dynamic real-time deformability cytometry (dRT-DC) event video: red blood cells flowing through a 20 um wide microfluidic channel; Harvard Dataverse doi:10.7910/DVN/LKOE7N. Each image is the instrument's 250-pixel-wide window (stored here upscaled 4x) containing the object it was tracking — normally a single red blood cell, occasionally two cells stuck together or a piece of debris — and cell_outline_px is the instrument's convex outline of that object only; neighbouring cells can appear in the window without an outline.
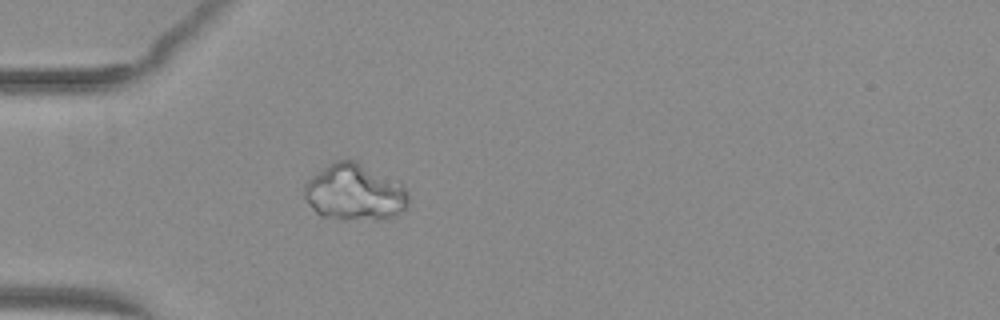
{"species": "common noctule bat (a hibernating species)", "species_latin": "Nyctalus noctula", "temperature_condition": "warm", "stored_images_in_passage": 10, "camera_frame_rate_fps": 3000, "um_per_image_px": 0.085, "animal": {"sex": "female", "body_mass_g": 29.2, "forearm_length_mm": 56.3}, "frame": {"image": 1, "passage_image": 1, "time_ms": 0.0, "image_size_px": [1000, 320], "cell_outline_px": [[408, 204], [400, 212], [380, 220], [376, 220], [320, 216], [308, 204], [304, 196], [304, 184], [312, 176], [336, 160], [356, 160], [400, 184], [408, 192]], "centroid_in_image_um": [30.11, 16.35], "position_along_channel_um": 54.9, "area_um2": 33.58}}
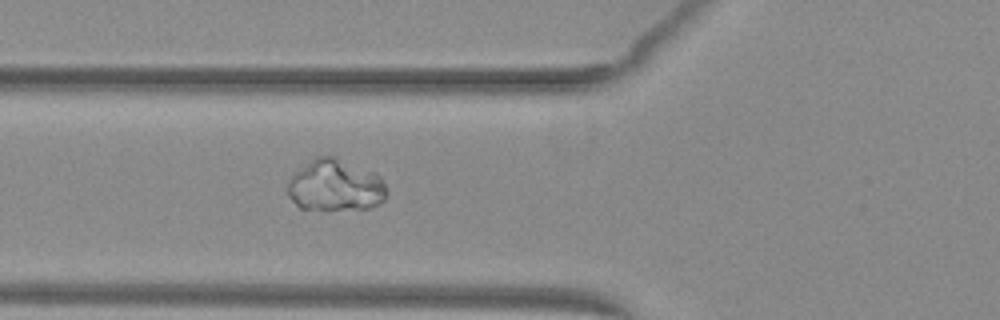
{"frame": {"image": 2, "passage_image": 5, "time_ms": 1.333, "image_size_px": [1000, 320], "cell_outline_px": [[388, 192], [384, 200], [368, 208], [300, 208], [288, 196], [288, 180], [296, 172], [316, 156], [332, 156], [376, 172], [380, 176]], "centroid_in_image_um": [28.52, 15.74], "position_along_channel_um": 97.3, "area_um2": 29.25}}
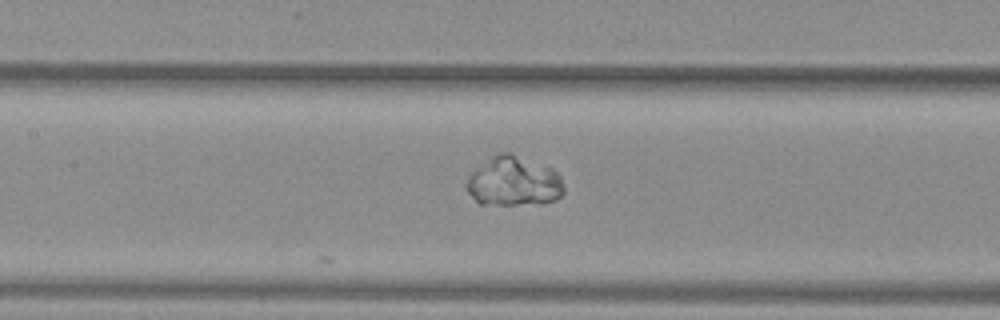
{"frame": {"image": 3, "passage_image": 10, "time_ms": 3.0, "image_size_px": [1000, 320], "cell_outline_px": [[564, 192], [556, 200], [540, 204], [480, 204], [468, 192], [464, 184], [468, 176], [472, 172], [496, 152], [508, 152], [552, 168], [560, 176], [564, 184]], "centroid_in_image_um": [43.67, 15.42], "position_along_channel_um": 163.7, "area_um2": 28.21}}